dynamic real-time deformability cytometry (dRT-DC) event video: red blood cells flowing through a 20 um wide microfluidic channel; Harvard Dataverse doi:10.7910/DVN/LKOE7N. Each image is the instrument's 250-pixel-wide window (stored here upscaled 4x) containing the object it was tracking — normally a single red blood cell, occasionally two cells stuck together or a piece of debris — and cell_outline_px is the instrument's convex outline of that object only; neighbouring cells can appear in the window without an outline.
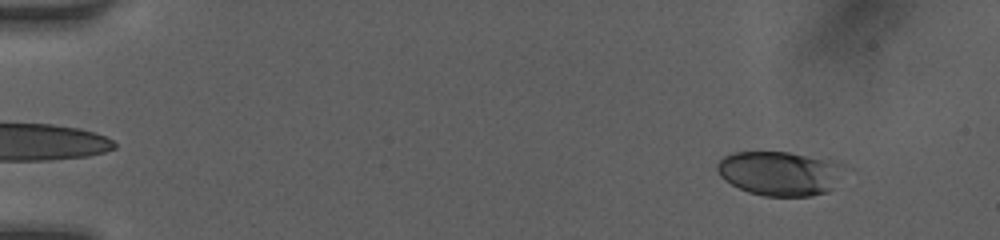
{"species": "human", "species_latin": "Homo sapiens", "temperature_condition": "room temperature", "stored_images_in_passage": 72, "camera_frame_rate_fps": 3000, "um_per_image_px": 0.085, "donor": {"sex": "female"}, "frame": {"image": 1, "passage_image": 4, "time_ms": 0.667, "image_size_px": [1000, 240], "cell_outline_px": [[840, 164], [832, 188], [828, 192], [812, 196], [764, 196], [748, 192], [724, 180], [720, 176], [716, 168], [716, 164], [724, 156], [732, 152], [788, 152], [828, 156]], "centroid_in_image_um": [66.23, 14.71], "position_along_channel_um": 18.8, "area_um2": 32.83}}
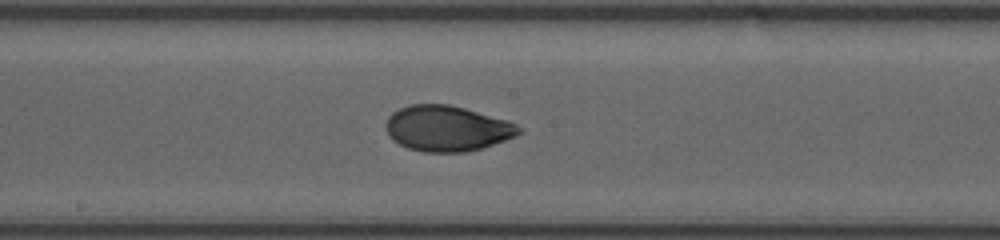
{"frame": {"image": 2, "passage_image": 39, "time_ms": 8.333, "image_size_px": [1000, 240], "cell_outline_px": [[524, 132], [516, 136], [480, 148], [464, 152], [424, 152], [408, 148], [392, 140], [388, 136], [384, 128], [384, 124], [388, 116], [392, 112], [400, 108], [412, 104], [448, 104], [464, 108], [504, 120], [516, 124], [524, 128]], "centroid_in_image_um": [37.96, 10.92], "position_along_channel_um": 210.2, "area_um2": 35.32}}
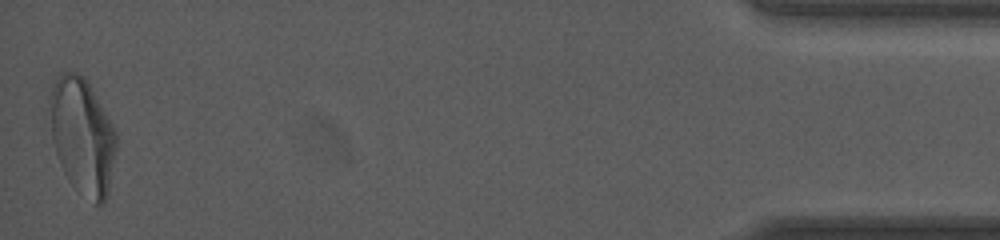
{"frame": {"image": 3, "passage_image": 72, "time_ms": 15.667, "image_size_px": [1000, 240], "cell_outline_px": [[116, 148], [108, 196], [104, 204], [96, 204], [72, 184], [68, 180], [60, 164], [56, 152], [52, 136], [48, 100], [48, 96], [52, 84], [60, 72], [76, 72], [84, 76], [112, 124], [116, 132]], "centroid_in_image_um": [6.98, 11.53], "position_along_channel_um": 428.2, "area_um2": 44.85}, "authors_computed_cell_mechanics": {"area_um2": 34.9112, "velocity_mm_per_s": 4.105, "shape_relaxation_time_tau1_ms": 3.7814, "shape_relaxation_time_tau2_ms": 1.0553, "deformation_change_tau1": 0.1419, "deformation_change_tau2": 0.0472}}